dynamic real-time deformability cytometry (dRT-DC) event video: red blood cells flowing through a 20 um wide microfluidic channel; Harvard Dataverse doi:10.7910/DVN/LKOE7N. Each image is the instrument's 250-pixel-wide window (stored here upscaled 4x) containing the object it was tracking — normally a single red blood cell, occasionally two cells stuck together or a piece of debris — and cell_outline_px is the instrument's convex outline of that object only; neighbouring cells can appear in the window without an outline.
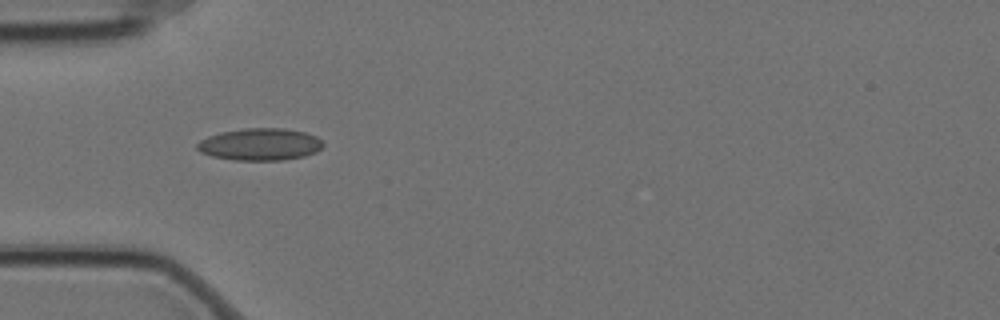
{"species": "Egyptian fruit bat (a non-hibernating species)", "species_latin": "Rousettus aegyptiacus", "temperature_condition": "cold", "stored_images_in_passage": 2, "camera_frame_rate_fps": 3000, "um_per_image_px": 0.085, "animal": {"sex": "female"}, "frame": {"image": 1, "passage_image": 1, "time_ms": 0.0, "image_size_px": [1000, 320], "cell_outline_px": [[324, 144], [316, 152], [304, 156], [284, 160], [236, 160], [212, 156], [200, 152], [196, 148], [196, 144], [200, 140], [208, 136], [220, 132], [244, 128], [284, 128], [304, 132], [316, 136], [324, 140]], "centroid_in_image_um": [22.11, 12.26], "position_along_channel_um": 62.9, "area_um2": 23.7}}
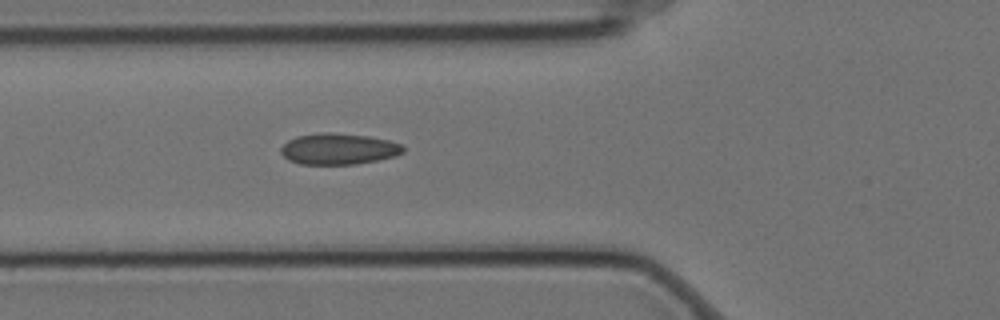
{"frame": {"image": 2, "passage_image": 2, "time_ms": 0.333, "image_size_px": [1000, 320], "cell_outline_px": [[404, 152], [396, 156], [356, 164], [300, 164], [288, 160], [280, 152], [280, 148], [288, 140], [296, 136], [320, 132], [332, 132], [368, 136], [388, 140], [400, 144], [404, 148]], "centroid_in_image_um": [28.75, 12.65], "position_along_channel_um": 97.0, "area_um2": 22.25}}